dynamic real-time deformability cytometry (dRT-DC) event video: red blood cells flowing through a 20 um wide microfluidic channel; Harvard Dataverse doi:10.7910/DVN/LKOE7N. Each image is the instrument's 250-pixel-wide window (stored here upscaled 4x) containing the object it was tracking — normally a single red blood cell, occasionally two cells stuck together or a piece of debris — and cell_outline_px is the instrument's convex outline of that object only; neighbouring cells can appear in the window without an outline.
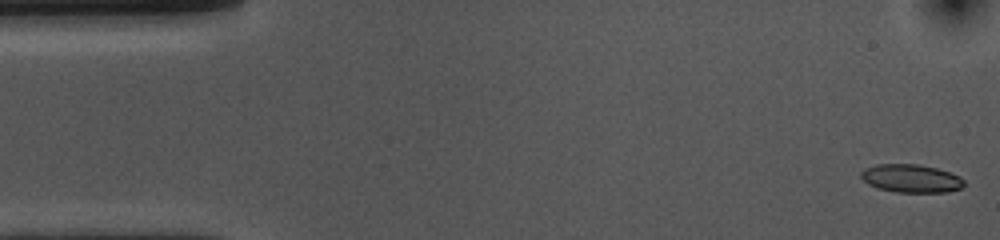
{"species": "common noctule bat (a hibernating species)", "species_latin": "Nyctalus noctula", "temperature_condition": "cold", "stored_images_in_passage": 52, "camera_frame_rate_fps": 3000, "um_per_image_px": 0.085, "animal": {"sex": "female", "body_mass_g": 10.0, "forearm_length_mm": 53.1}, "frame": {"image": 1, "passage_image": 1, "time_ms": 0.0, "image_size_px": [1000, 240], "cell_outline_px": [[964, 184], [960, 188], [948, 192], [896, 192], [876, 188], [868, 184], [860, 176], [860, 172], [864, 168], [876, 164], [916, 164], [936, 168], [960, 176], [964, 180]], "centroid_in_image_um": [77.41, 15.17], "position_along_channel_um": 7.6, "area_um2": 16.94}}
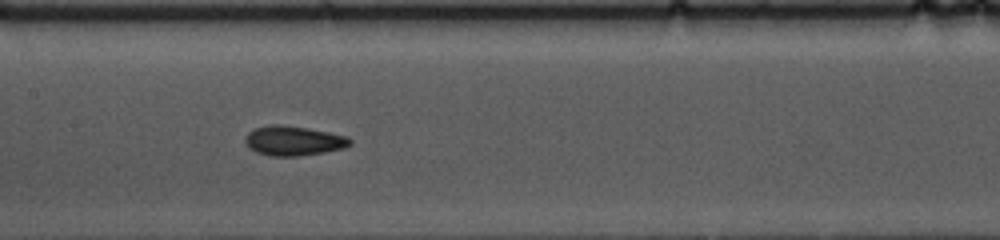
{"frame": {"image": 2, "passage_image": 24, "time_ms": 7.667, "image_size_px": [1000, 240], "cell_outline_px": [[352, 144], [344, 148], [324, 152], [300, 156], [272, 156], [256, 152], [248, 148], [244, 140], [244, 136], [248, 132], [256, 128], [272, 124], [280, 124], [308, 128], [348, 136], [352, 140]], "centroid_in_image_um": [24.94, 11.96], "position_along_channel_um": 182.5, "area_um2": 18.26}}
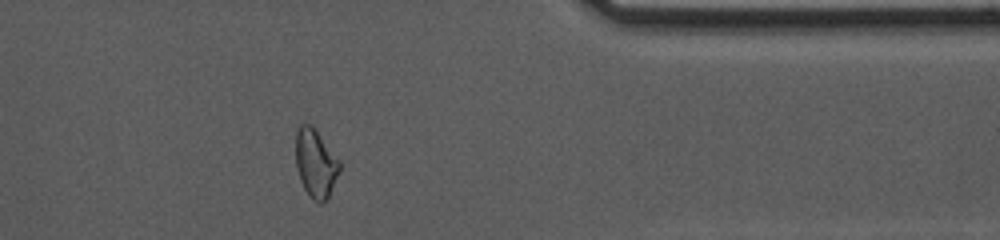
{"frame": {"image": 3, "passage_image": 42, "time_ms": 13.667, "image_size_px": [1000, 240], "cell_outline_px": [[340, 172], [328, 200], [320, 204], [312, 200], [308, 196], [300, 180], [296, 168], [296, 132], [300, 124], [312, 124], [340, 160]], "centroid_in_image_um": [26.84, 13.92], "position_along_channel_um": 384.6, "area_um2": 17.92}, "authors_computed_cell_mechanics": {"area_um2": 17.5423, "velocity_mm_per_s": 3.718, "shape_relaxation_time_tau1_ms": 6.1024, "shape_relaxation_time_tau2_ms": 3.9617, "deformation_change_tau1": 0.1428, "deformation_change_tau2": 0.1007}}